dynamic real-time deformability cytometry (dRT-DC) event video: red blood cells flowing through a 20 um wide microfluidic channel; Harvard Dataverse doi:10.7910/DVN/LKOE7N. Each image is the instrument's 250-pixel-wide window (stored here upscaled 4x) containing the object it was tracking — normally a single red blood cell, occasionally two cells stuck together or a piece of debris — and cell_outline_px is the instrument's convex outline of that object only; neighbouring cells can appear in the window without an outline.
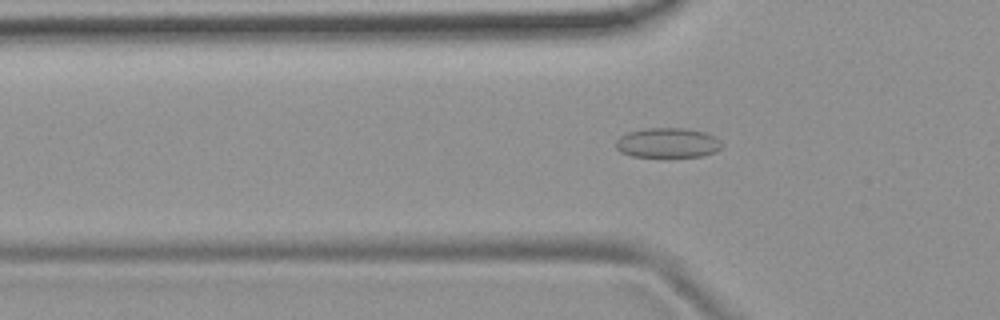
{"species": "common noctule bat (a hibernating species)", "species_latin": "Nyctalus noctula", "temperature_condition": "room temperature", "stored_images_in_passage": 53, "camera_frame_rate_fps": 3000, "um_per_image_px": 0.085, "animal": {"sex": "female", "body_mass_g": 19.9}, "frame": {"image": 1, "passage_image": 17, "time_ms": 5.333, "image_size_px": [1000, 320], "cell_outline_px": [[720, 148], [716, 152], [700, 156], [664, 160], [632, 156], [620, 152], [616, 148], [616, 140], [620, 136], [628, 132], [644, 128], [684, 128], [704, 132], [720, 140]], "centroid_in_image_um": [56.7, 12.19], "position_along_channel_um": 69.1, "area_um2": 19.19}}
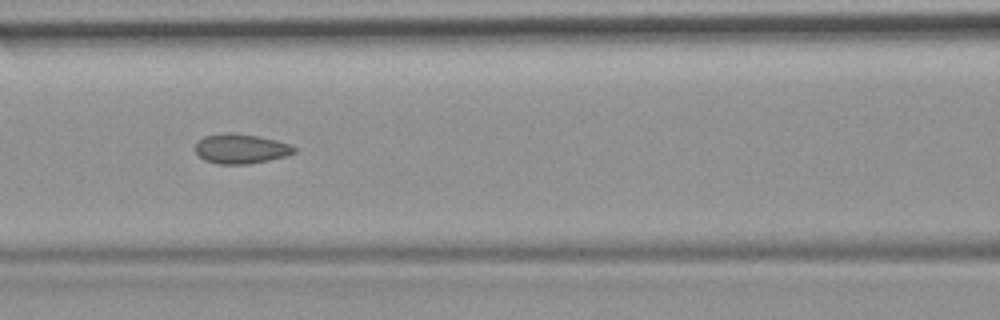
{"frame": {"image": 2, "passage_image": 23, "time_ms": 7.333, "image_size_px": [1000, 320], "cell_outline_px": [[296, 152], [284, 156], [268, 160], [248, 164], [216, 164], [204, 160], [196, 152], [196, 144], [204, 136], [228, 132], [232, 132], [260, 136], [292, 144], [296, 148]], "centroid_in_image_um": [20.49, 12.63], "position_along_channel_um": 146.1, "area_um2": 17.17}}
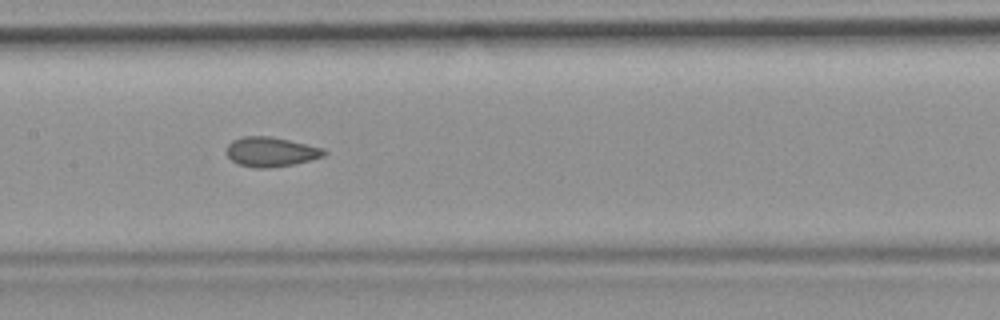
{"frame": {"image": 3, "passage_image": 26, "time_ms": 8.333, "image_size_px": [1000, 320], "cell_outline_px": [[328, 152], [324, 156], [292, 164], [268, 168], [252, 168], [240, 164], [232, 160], [228, 156], [228, 144], [232, 140], [244, 136], [268, 136], [288, 140], [324, 148]], "centroid_in_image_um": [23.03, 12.9], "position_along_channel_um": 184.4, "area_um2": 16.59}, "authors_computed_cell_mechanics": {"area_um2": 17.3978, "velocity_mm_per_s": 3.8362, "shape_relaxation_time_tau1_ms": null, "shape_relaxation_time_tau2_ms": 1.5606, "deformation_change_tau1": null, "deformation_change_tau2": 0.0682}}